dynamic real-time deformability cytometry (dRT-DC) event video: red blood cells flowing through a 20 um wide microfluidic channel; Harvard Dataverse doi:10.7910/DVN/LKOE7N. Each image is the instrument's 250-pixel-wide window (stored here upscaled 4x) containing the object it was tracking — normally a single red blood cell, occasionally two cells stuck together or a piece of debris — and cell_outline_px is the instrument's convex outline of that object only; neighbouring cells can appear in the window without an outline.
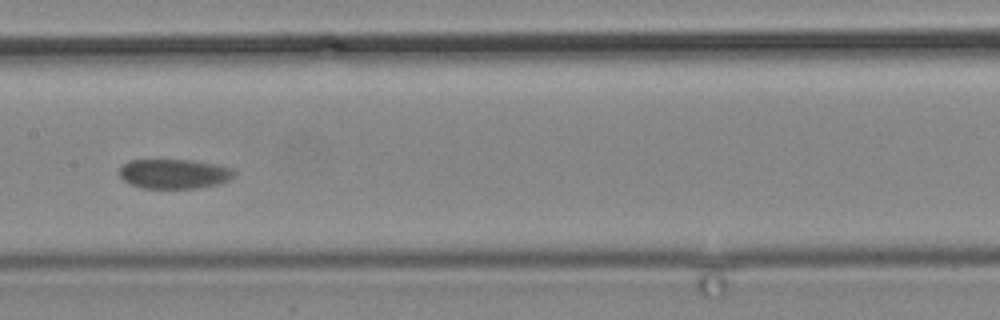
{"species": "common noctule bat (a hibernating species)", "species_latin": "Nyctalus noctula", "temperature_condition": "cold", "stored_images_in_passage": 9, "camera_frame_rate_fps": 3000, "um_per_image_px": 0.085, "animal": {"sex": "male", "body_mass_g": 19.2, "forearm_length_mm": 51.8}, "frame": {"image": 1, "passage_image": 6, "time_ms": 6.0, "image_size_px": [1000, 320], "cell_outline_px": [[236, 176], [220, 184], [196, 188], [140, 188], [128, 184], [120, 176], [120, 168], [128, 160], [192, 160], [216, 164], [232, 168], [236, 172]], "centroid_in_image_um": [14.82, 14.78], "position_along_channel_um": 192.6, "area_um2": 20.0}}
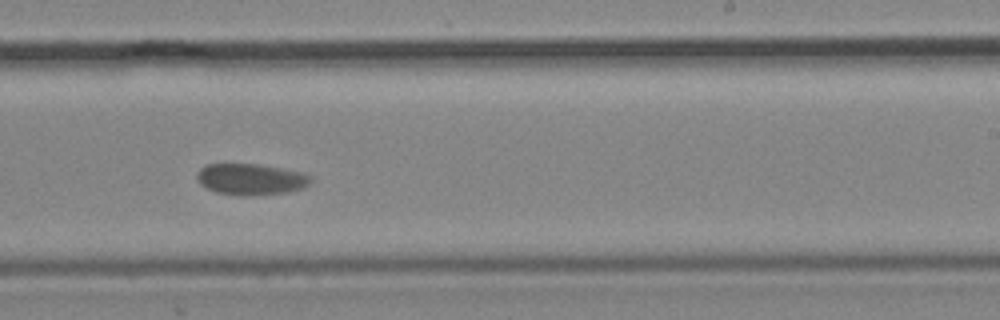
{"frame": {"image": 2, "passage_image": 8, "time_ms": 8.333, "image_size_px": [1000, 320], "cell_outline_px": [[312, 180], [304, 188], [288, 192], [252, 196], [244, 196], [216, 192], [200, 184], [196, 180], [196, 172], [204, 164], [256, 164], [304, 172]], "centroid_in_image_um": [21.29, 15.24], "position_along_channel_um": 267.7, "area_um2": 20.87}}
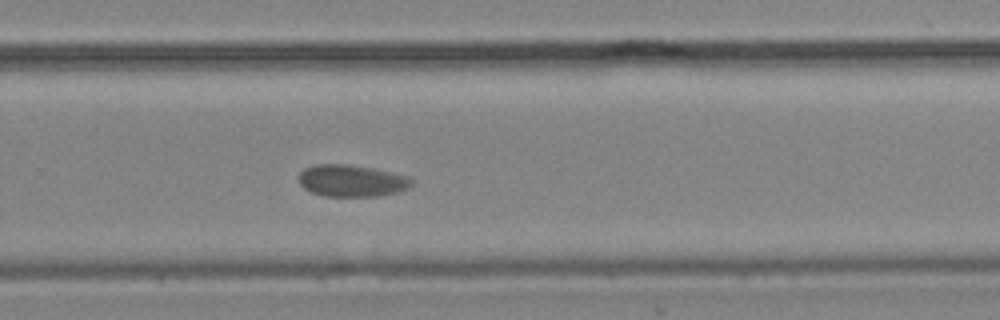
{"frame": {"image": 3, "passage_image": 9, "time_ms": 9.333, "image_size_px": [1000, 320], "cell_outline_px": [[412, 184], [408, 188], [396, 192], [380, 196], [324, 196], [312, 192], [304, 188], [300, 184], [300, 172], [304, 168], [312, 164], [344, 164], [372, 168], [392, 172], [408, 176], [412, 180]], "centroid_in_image_um": [29.88, 15.36], "position_along_channel_um": 299.9, "area_um2": 20.92}}